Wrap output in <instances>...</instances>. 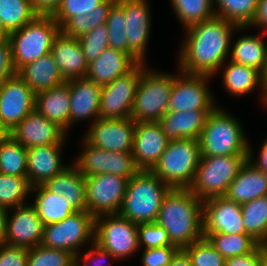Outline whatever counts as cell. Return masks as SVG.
<instances>
[{
    "instance_id": "cell-5",
    "label": "cell",
    "mask_w": 267,
    "mask_h": 266,
    "mask_svg": "<svg viewBox=\"0 0 267 266\" xmlns=\"http://www.w3.org/2000/svg\"><path fill=\"white\" fill-rule=\"evenodd\" d=\"M201 157L199 140L169 141L151 171L172 189H189Z\"/></svg>"
},
{
    "instance_id": "cell-20",
    "label": "cell",
    "mask_w": 267,
    "mask_h": 266,
    "mask_svg": "<svg viewBox=\"0 0 267 266\" xmlns=\"http://www.w3.org/2000/svg\"><path fill=\"white\" fill-rule=\"evenodd\" d=\"M9 134L29 149L44 145H64L67 133L36 109L31 111Z\"/></svg>"
},
{
    "instance_id": "cell-9",
    "label": "cell",
    "mask_w": 267,
    "mask_h": 266,
    "mask_svg": "<svg viewBox=\"0 0 267 266\" xmlns=\"http://www.w3.org/2000/svg\"><path fill=\"white\" fill-rule=\"evenodd\" d=\"M95 217L88 211H76L62 221L44 226L41 245L61 249L75 257L83 245L94 243Z\"/></svg>"
},
{
    "instance_id": "cell-26",
    "label": "cell",
    "mask_w": 267,
    "mask_h": 266,
    "mask_svg": "<svg viewBox=\"0 0 267 266\" xmlns=\"http://www.w3.org/2000/svg\"><path fill=\"white\" fill-rule=\"evenodd\" d=\"M137 64L128 53L107 48L97 59L88 64L86 78L103 86L117 77L126 75Z\"/></svg>"
},
{
    "instance_id": "cell-61",
    "label": "cell",
    "mask_w": 267,
    "mask_h": 266,
    "mask_svg": "<svg viewBox=\"0 0 267 266\" xmlns=\"http://www.w3.org/2000/svg\"><path fill=\"white\" fill-rule=\"evenodd\" d=\"M263 84H264V87H267V65H266V69L263 73Z\"/></svg>"
},
{
    "instance_id": "cell-13",
    "label": "cell",
    "mask_w": 267,
    "mask_h": 266,
    "mask_svg": "<svg viewBox=\"0 0 267 266\" xmlns=\"http://www.w3.org/2000/svg\"><path fill=\"white\" fill-rule=\"evenodd\" d=\"M140 80V63L129 73L103 85L100 93L99 118H130Z\"/></svg>"
},
{
    "instance_id": "cell-28",
    "label": "cell",
    "mask_w": 267,
    "mask_h": 266,
    "mask_svg": "<svg viewBox=\"0 0 267 266\" xmlns=\"http://www.w3.org/2000/svg\"><path fill=\"white\" fill-rule=\"evenodd\" d=\"M72 165L47 180L43 186L62 196L75 211H87L85 177L74 163Z\"/></svg>"
},
{
    "instance_id": "cell-53",
    "label": "cell",
    "mask_w": 267,
    "mask_h": 266,
    "mask_svg": "<svg viewBox=\"0 0 267 266\" xmlns=\"http://www.w3.org/2000/svg\"><path fill=\"white\" fill-rule=\"evenodd\" d=\"M116 2L117 0H104L88 14L91 21V30L106 23L109 11Z\"/></svg>"
},
{
    "instance_id": "cell-46",
    "label": "cell",
    "mask_w": 267,
    "mask_h": 266,
    "mask_svg": "<svg viewBox=\"0 0 267 266\" xmlns=\"http://www.w3.org/2000/svg\"><path fill=\"white\" fill-rule=\"evenodd\" d=\"M138 240L139 248L144 244V249L173 245L166 230L156 222L138 224Z\"/></svg>"
},
{
    "instance_id": "cell-4",
    "label": "cell",
    "mask_w": 267,
    "mask_h": 266,
    "mask_svg": "<svg viewBox=\"0 0 267 266\" xmlns=\"http://www.w3.org/2000/svg\"><path fill=\"white\" fill-rule=\"evenodd\" d=\"M224 111L216 107L208 114L199 138L201 156L247 155L243 126Z\"/></svg>"
},
{
    "instance_id": "cell-48",
    "label": "cell",
    "mask_w": 267,
    "mask_h": 266,
    "mask_svg": "<svg viewBox=\"0 0 267 266\" xmlns=\"http://www.w3.org/2000/svg\"><path fill=\"white\" fill-rule=\"evenodd\" d=\"M28 249L0 242V266H27Z\"/></svg>"
},
{
    "instance_id": "cell-41",
    "label": "cell",
    "mask_w": 267,
    "mask_h": 266,
    "mask_svg": "<svg viewBox=\"0 0 267 266\" xmlns=\"http://www.w3.org/2000/svg\"><path fill=\"white\" fill-rule=\"evenodd\" d=\"M76 257L65 250L38 245L28 249L27 266H75Z\"/></svg>"
},
{
    "instance_id": "cell-22",
    "label": "cell",
    "mask_w": 267,
    "mask_h": 266,
    "mask_svg": "<svg viewBox=\"0 0 267 266\" xmlns=\"http://www.w3.org/2000/svg\"><path fill=\"white\" fill-rule=\"evenodd\" d=\"M50 53L65 81L86 77L88 63L78 38L60 31L54 39Z\"/></svg>"
},
{
    "instance_id": "cell-56",
    "label": "cell",
    "mask_w": 267,
    "mask_h": 266,
    "mask_svg": "<svg viewBox=\"0 0 267 266\" xmlns=\"http://www.w3.org/2000/svg\"><path fill=\"white\" fill-rule=\"evenodd\" d=\"M262 27V34H267V0H258L255 18L249 27Z\"/></svg>"
},
{
    "instance_id": "cell-19",
    "label": "cell",
    "mask_w": 267,
    "mask_h": 266,
    "mask_svg": "<svg viewBox=\"0 0 267 266\" xmlns=\"http://www.w3.org/2000/svg\"><path fill=\"white\" fill-rule=\"evenodd\" d=\"M245 234L241 204L225 196L203 200V234Z\"/></svg>"
},
{
    "instance_id": "cell-49",
    "label": "cell",
    "mask_w": 267,
    "mask_h": 266,
    "mask_svg": "<svg viewBox=\"0 0 267 266\" xmlns=\"http://www.w3.org/2000/svg\"><path fill=\"white\" fill-rule=\"evenodd\" d=\"M266 257V245L259 244L251 253L227 258L224 266H263Z\"/></svg>"
},
{
    "instance_id": "cell-8",
    "label": "cell",
    "mask_w": 267,
    "mask_h": 266,
    "mask_svg": "<svg viewBox=\"0 0 267 266\" xmlns=\"http://www.w3.org/2000/svg\"><path fill=\"white\" fill-rule=\"evenodd\" d=\"M247 155L201 156L189 190L202 201L225 196Z\"/></svg>"
},
{
    "instance_id": "cell-58",
    "label": "cell",
    "mask_w": 267,
    "mask_h": 266,
    "mask_svg": "<svg viewBox=\"0 0 267 266\" xmlns=\"http://www.w3.org/2000/svg\"><path fill=\"white\" fill-rule=\"evenodd\" d=\"M7 211V209L0 206V242H2L5 233Z\"/></svg>"
},
{
    "instance_id": "cell-38",
    "label": "cell",
    "mask_w": 267,
    "mask_h": 266,
    "mask_svg": "<svg viewBox=\"0 0 267 266\" xmlns=\"http://www.w3.org/2000/svg\"><path fill=\"white\" fill-rule=\"evenodd\" d=\"M37 16L28 0H0V21L8 33L21 29Z\"/></svg>"
},
{
    "instance_id": "cell-35",
    "label": "cell",
    "mask_w": 267,
    "mask_h": 266,
    "mask_svg": "<svg viewBox=\"0 0 267 266\" xmlns=\"http://www.w3.org/2000/svg\"><path fill=\"white\" fill-rule=\"evenodd\" d=\"M215 249L225 258L251 253L260 243L250 234H203Z\"/></svg>"
},
{
    "instance_id": "cell-36",
    "label": "cell",
    "mask_w": 267,
    "mask_h": 266,
    "mask_svg": "<svg viewBox=\"0 0 267 266\" xmlns=\"http://www.w3.org/2000/svg\"><path fill=\"white\" fill-rule=\"evenodd\" d=\"M215 16L239 27H249L256 15L258 0H214Z\"/></svg>"
},
{
    "instance_id": "cell-23",
    "label": "cell",
    "mask_w": 267,
    "mask_h": 266,
    "mask_svg": "<svg viewBox=\"0 0 267 266\" xmlns=\"http://www.w3.org/2000/svg\"><path fill=\"white\" fill-rule=\"evenodd\" d=\"M63 145H44L27 149V179L31 187L43 185L66 167L61 160Z\"/></svg>"
},
{
    "instance_id": "cell-42",
    "label": "cell",
    "mask_w": 267,
    "mask_h": 266,
    "mask_svg": "<svg viewBox=\"0 0 267 266\" xmlns=\"http://www.w3.org/2000/svg\"><path fill=\"white\" fill-rule=\"evenodd\" d=\"M105 24L108 29L109 48L128 53L124 8L118 2L111 7Z\"/></svg>"
},
{
    "instance_id": "cell-45",
    "label": "cell",
    "mask_w": 267,
    "mask_h": 266,
    "mask_svg": "<svg viewBox=\"0 0 267 266\" xmlns=\"http://www.w3.org/2000/svg\"><path fill=\"white\" fill-rule=\"evenodd\" d=\"M104 0H61L60 6L52 16L62 28L75 16L88 15Z\"/></svg>"
},
{
    "instance_id": "cell-18",
    "label": "cell",
    "mask_w": 267,
    "mask_h": 266,
    "mask_svg": "<svg viewBox=\"0 0 267 266\" xmlns=\"http://www.w3.org/2000/svg\"><path fill=\"white\" fill-rule=\"evenodd\" d=\"M124 8L128 54L137 63H146V51L150 36L151 14L147 0H117Z\"/></svg>"
},
{
    "instance_id": "cell-15",
    "label": "cell",
    "mask_w": 267,
    "mask_h": 266,
    "mask_svg": "<svg viewBox=\"0 0 267 266\" xmlns=\"http://www.w3.org/2000/svg\"><path fill=\"white\" fill-rule=\"evenodd\" d=\"M90 125L84 136L90 145L107 151L132 153L136 122L131 117L99 118Z\"/></svg>"
},
{
    "instance_id": "cell-2",
    "label": "cell",
    "mask_w": 267,
    "mask_h": 266,
    "mask_svg": "<svg viewBox=\"0 0 267 266\" xmlns=\"http://www.w3.org/2000/svg\"><path fill=\"white\" fill-rule=\"evenodd\" d=\"M156 223L179 249L203 238V201L189 189H171L163 199Z\"/></svg>"
},
{
    "instance_id": "cell-43",
    "label": "cell",
    "mask_w": 267,
    "mask_h": 266,
    "mask_svg": "<svg viewBox=\"0 0 267 266\" xmlns=\"http://www.w3.org/2000/svg\"><path fill=\"white\" fill-rule=\"evenodd\" d=\"M190 258L191 266H224L225 258L211 242L203 237L183 248Z\"/></svg>"
},
{
    "instance_id": "cell-51",
    "label": "cell",
    "mask_w": 267,
    "mask_h": 266,
    "mask_svg": "<svg viewBox=\"0 0 267 266\" xmlns=\"http://www.w3.org/2000/svg\"><path fill=\"white\" fill-rule=\"evenodd\" d=\"M16 72L11 60V45L9 39L0 40V86Z\"/></svg>"
},
{
    "instance_id": "cell-63",
    "label": "cell",
    "mask_w": 267,
    "mask_h": 266,
    "mask_svg": "<svg viewBox=\"0 0 267 266\" xmlns=\"http://www.w3.org/2000/svg\"><path fill=\"white\" fill-rule=\"evenodd\" d=\"M263 266H267V257H266V259H265V261H264Z\"/></svg>"
},
{
    "instance_id": "cell-29",
    "label": "cell",
    "mask_w": 267,
    "mask_h": 266,
    "mask_svg": "<svg viewBox=\"0 0 267 266\" xmlns=\"http://www.w3.org/2000/svg\"><path fill=\"white\" fill-rule=\"evenodd\" d=\"M267 195V174L255 168L248 160L230 183L225 197L238 204Z\"/></svg>"
},
{
    "instance_id": "cell-55",
    "label": "cell",
    "mask_w": 267,
    "mask_h": 266,
    "mask_svg": "<svg viewBox=\"0 0 267 266\" xmlns=\"http://www.w3.org/2000/svg\"><path fill=\"white\" fill-rule=\"evenodd\" d=\"M258 155V160H254V154L252 153L251 147L248 148L247 160L250 164H252L258 170H261L263 173L267 174V139L264 141L261 146V150Z\"/></svg>"
},
{
    "instance_id": "cell-59",
    "label": "cell",
    "mask_w": 267,
    "mask_h": 266,
    "mask_svg": "<svg viewBox=\"0 0 267 266\" xmlns=\"http://www.w3.org/2000/svg\"><path fill=\"white\" fill-rule=\"evenodd\" d=\"M9 135V132L6 130V128L1 124L0 121V142L5 139Z\"/></svg>"
},
{
    "instance_id": "cell-34",
    "label": "cell",
    "mask_w": 267,
    "mask_h": 266,
    "mask_svg": "<svg viewBox=\"0 0 267 266\" xmlns=\"http://www.w3.org/2000/svg\"><path fill=\"white\" fill-rule=\"evenodd\" d=\"M245 232L260 244L267 243V195L241 204Z\"/></svg>"
},
{
    "instance_id": "cell-37",
    "label": "cell",
    "mask_w": 267,
    "mask_h": 266,
    "mask_svg": "<svg viewBox=\"0 0 267 266\" xmlns=\"http://www.w3.org/2000/svg\"><path fill=\"white\" fill-rule=\"evenodd\" d=\"M0 173L27 176V148L10 134L0 142Z\"/></svg>"
},
{
    "instance_id": "cell-6",
    "label": "cell",
    "mask_w": 267,
    "mask_h": 266,
    "mask_svg": "<svg viewBox=\"0 0 267 266\" xmlns=\"http://www.w3.org/2000/svg\"><path fill=\"white\" fill-rule=\"evenodd\" d=\"M61 31L52 16H37L21 29L9 33L12 65L21 67L50 53L54 39Z\"/></svg>"
},
{
    "instance_id": "cell-10",
    "label": "cell",
    "mask_w": 267,
    "mask_h": 266,
    "mask_svg": "<svg viewBox=\"0 0 267 266\" xmlns=\"http://www.w3.org/2000/svg\"><path fill=\"white\" fill-rule=\"evenodd\" d=\"M94 243L116 260L125 259L139 251L138 224L119 214L95 218Z\"/></svg>"
},
{
    "instance_id": "cell-54",
    "label": "cell",
    "mask_w": 267,
    "mask_h": 266,
    "mask_svg": "<svg viewBox=\"0 0 267 266\" xmlns=\"http://www.w3.org/2000/svg\"><path fill=\"white\" fill-rule=\"evenodd\" d=\"M38 16H53L61 0H28Z\"/></svg>"
},
{
    "instance_id": "cell-7",
    "label": "cell",
    "mask_w": 267,
    "mask_h": 266,
    "mask_svg": "<svg viewBox=\"0 0 267 266\" xmlns=\"http://www.w3.org/2000/svg\"><path fill=\"white\" fill-rule=\"evenodd\" d=\"M145 64L140 63V80L131 118L135 122H158L168 111L173 74L148 70Z\"/></svg>"
},
{
    "instance_id": "cell-33",
    "label": "cell",
    "mask_w": 267,
    "mask_h": 266,
    "mask_svg": "<svg viewBox=\"0 0 267 266\" xmlns=\"http://www.w3.org/2000/svg\"><path fill=\"white\" fill-rule=\"evenodd\" d=\"M231 48L230 61L264 73L267 65V45L260 35H243L236 39Z\"/></svg>"
},
{
    "instance_id": "cell-60",
    "label": "cell",
    "mask_w": 267,
    "mask_h": 266,
    "mask_svg": "<svg viewBox=\"0 0 267 266\" xmlns=\"http://www.w3.org/2000/svg\"><path fill=\"white\" fill-rule=\"evenodd\" d=\"M9 33L4 29L0 21V40L9 39Z\"/></svg>"
},
{
    "instance_id": "cell-1",
    "label": "cell",
    "mask_w": 267,
    "mask_h": 266,
    "mask_svg": "<svg viewBox=\"0 0 267 266\" xmlns=\"http://www.w3.org/2000/svg\"><path fill=\"white\" fill-rule=\"evenodd\" d=\"M246 28L218 16L186 28L178 58L180 71L211 77L217 74L222 65H226L233 32Z\"/></svg>"
},
{
    "instance_id": "cell-25",
    "label": "cell",
    "mask_w": 267,
    "mask_h": 266,
    "mask_svg": "<svg viewBox=\"0 0 267 266\" xmlns=\"http://www.w3.org/2000/svg\"><path fill=\"white\" fill-rule=\"evenodd\" d=\"M213 110L166 112L158 123L169 141L179 139L199 140L208 114Z\"/></svg>"
},
{
    "instance_id": "cell-21",
    "label": "cell",
    "mask_w": 267,
    "mask_h": 266,
    "mask_svg": "<svg viewBox=\"0 0 267 266\" xmlns=\"http://www.w3.org/2000/svg\"><path fill=\"white\" fill-rule=\"evenodd\" d=\"M168 143L158 122H136L132 148L136 166L140 170H151Z\"/></svg>"
},
{
    "instance_id": "cell-30",
    "label": "cell",
    "mask_w": 267,
    "mask_h": 266,
    "mask_svg": "<svg viewBox=\"0 0 267 266\" xmlns=\"http://www.w3.org/2000/svg\"><path fill=\"white\" fill-rule=\"evenodd\" d=\"M16 74L36 94L39 91L61 86L66 81L51 53L45 54L34 62L21 67Z\"/></svg>"
},
{
    "instance_id": "cell-11",
    "label": "cell",
    "mask_w": 267,
    "mask_h": 266,
    "mask_svg": "<svg viewBox=\"0 0 267 266\" xmlns=\"http://www.w3.org/2000/svg\"><path fill=\"white\" fill-rule=\"evenodd\" d=\"M128 181V178L115 174L85 177L87 211L95 218L119 214Z\"/></svg>"
},
{
    "instance_id": "cell-40",
    "label": "cell",
    "mask_w": 267,
    "mask_h": 266,
    "mask_svg": "<svg viewBox=\"0 0 267 266\" xmlns=\"http://www.w3.org/2000/svg\"><path fill=\"white\" fill-rule=\"evenodd\" d=\"M27 176H11L0 173V206L8 211L25 205L27 195L31 193Z\"/></svg>"
},
{
    "instance_id": "cell-52",
    "label": "cell",
    "mask_w": 267,
    "mask_h": 266,
    "mask_svg": "<svg viewBox=\"0 0 267 266\" xmlns=\"http://www.w3.org/2000/svg\"><path fill=\"white\" fill-rule=\"evenodd\" d=\"M92 247L93 248L88 249L87 253H84V255H83V258H84L83 262L84 263L83 264L80 263L82 261H80L81 257H80V254H78V256L76 257V266H92L93 262L96 264V266H99L107 258H108V260L112 259V260L116 261V259L109 252L100 248L96 243H93ZM95 257H96V259H95Z\"/></svg>"
},
{
    "instance_id": "cell-24",
    "label": "cell",
    "mask_w": 267,
    "mask_h": 266,
    "mask_svg": "<svg viewBox=\"0 0 267 266\" xmlns=\"http://www.w3.org/2000/svg\"><path fill=\"white\" fill-rule=\"evenodd\" d=\"M70 88V126L88 118L99 119L100 93L102 86L88 78L66 81Z\"/></svg>"
},
{
    "instance_id": "cell-31",
    "label": "cell",
    "mask_w": 267,
    "mask_h": 266,
    "mask_svg": "<svg viewBox=\"0 0 267 266\" xmlns=\"http://www.w3.org/2000/svg\"><path fill=\"white\" fill-rule=\"evenodd\" d=\"M227 62L223 69V84L225 89L231 94L241 96L260 88L262 97L264 96L263 74L253 67L238 64L232 61Z\"/></svg>"
},
{
    "instance_id": "cell-62",
    "label": "cell",
    "mask_w": 267,
    "mask_h": 266,
    "mask_svg": "<svg viewBox=\"0 0 267 266\" xmlns=\"http://www.w3.org/2000/svg\"><path fill=\"white\" fill-rule=\"evenodd\" d=\"M264 96H263V103L266 105L267 107V87H264Z\"/></svg>"
},
{
    "instance_id": "cell-12",
    "label": "cell",
    "mask_w": 267,
    "mask_h": 266,
    "mask_svg": "<svg viewBox=\"0 0 267 266\" xmlns=\"http://www.w3.org/2000/svg\"><path fill=\"white\" fill-rule=\"evenodd\" d=\"M179 74H173L167 112L214 110L217 107L207 85L211 76L189 74L182 71Z\"/></svg>"
},
{
    "instance_id": "cell-16",
    "label": "cell",
    "mask_w": 267,
    "mask_h": 266,
    "mask_svg": "<svg viewBox=\"0 0 267 266\" xmlns=\"http://www.w3.org/2000/svg\"><path fill=\"white\" fill-rule=\"evenodd\" d=\"M35 109V93L15 73L0 86V121L8 132Z\"/></svg>"
},
{
    "instance_id": "cell-32",
    "label": "cell",
    "mask_w": 267,
    "mask_h": 266,
    "mask_svg": "<svg viewBox=\"0 0 267 266\" xmlns=\"http://www.w3.org/2000/svg\"><path fill=\"white\" fill-rule=\"evenodd\" d=\"M33 191L37 194L32 206L44 226L62 221L76 212L62 196L47 190L43 185L32 187Z\"/></svg>"
},
{
    "instance_id": "cell-39",
    "label": "cell",
    "mask_w": 267,
    "mask_h": 266,
    "mask_svg": "<svg viewBox=\"0 0 267 266\" xmlns=\"http://www.w3.org/2000/svg\"><path fill=\"white\" fill-rule=\"evenodd\" d=\"M184 29L215 16L214 0H170Z\"/></svg>"
},
{
    "instance_id": "cell-14",
    "label": "cell",
    "mask_w": 267,
    "mask_h": 266,
    "mask_svg": "<svg viewBox=\"0 0 267 266\" xmlns=\"http://www.w3.org/2000/svg\"><path fill=\"white\" fill-rule=\"evenodd\" d=\"M85 147L75 160L84 177L97 174H115L131 179L140 169L132 153H119L96 148L83 139Z\"/></svg>"
},
{
    "instance_id": "cell-47",
    "label": "cell",
    "mask_w": 267,
    "mask_h": 266,
    "mask_svg": "<svg viewBox=\"0 0 267 266\" xmlns=\"http://www.w3.org/2000/svg\"><path fill=\"white\" fill-rule=\"evenodd\" d=\"M179 250L175 245L144 249L142 253L143 266H168L172 257Z\"/></svg>"
},
{
    "instance_id": "cell-57",
    "label": "cell",
    "mask_w": 267,
    "mask_h": 266,
    "mask_svg": "<svg viewBox=\"0 0 267 266\" xmlns=\"http://www.w3.org/2000/svg\"><path fill=\"white\" fill-rule=\"evenodd\" d=\"M168 266H191L190 258L183 249H179Z\"/></svg>"
},
{
    "instance_id": "cell-3",
    "label": "cell",
    "mask_w": 267,
    "mask_h": 266,
    "mask_svg": "<svg viewBox=\"0 0 267 266\" xmlns=\"http://www.w3.org/2000/svg\"><path fill=\"white\" fill-rule=\"evenodd\" d=\"M171 189L151 170H139L128 181L119 215L136 224L156 222L163 199Z\"/></svg>"
},
{
    "instance_id": "cell-50",
    "label": "cell",
    "mask_w": 267,
    "mask_h": 266,
    "mask_svg": "<svg viewBox=\"0 0 267 266\" xmlns=\"http://www.w3.org/2000/svg\"><path fill=\"white\" fill-rule=\"evenodd\" d=\"M61 31L70 37L79 38L91 31V21L89 15L75 16L71 18Z\"/></svg>"
},
{
    "instance_id": "cell-27",
    "label": "cell",
    "mask_w": 267,
    "mask_h": 266,
    "mask_svg": "<svg viewBox=\"0 0 267 266\" xmlns=\"http://www.w3.org/2000/svg\"><path fill=\"white\" fill-rule=\"evenodd\" d=\"M35 109L48 120L56 123L66 133L70 128V88L61 86L39 91L35 94Z\"/></svg>"
},
{
    "instance_id": "cell-17",
    "label": "cell",
    "mask_w": 267,
    "mask_h": 266,
    "mask_svg": "<svg viewBox=\"0 0 267 266\" xmlns=\"http://www.w3.org/2000/svg\"><path fill=\"white\" fill-rule=\"evenodd\" d=\"M13 213L6 216L5 233L2 243L27 249L41 245L44 224L35 208L25 204L13 208Z\"/></svg>"
},
{
    "instance_id": "cell-44",
    "label": "cell",
    "mask_w": 267,
    "mask_h": 266,
    "mask_svg": "<svg viewBox=\"0 0 267 266\" xmlns=\"http://www.w3.org/2000/svg\"><path fill=\"white\" fill-rule=\"evenodd\" d=\"M78 39L88 64L92 63L105 49L109 48L108 29L106 24L93 28L90 32L80 36Z\"/></svg>"
}]
</instances>
